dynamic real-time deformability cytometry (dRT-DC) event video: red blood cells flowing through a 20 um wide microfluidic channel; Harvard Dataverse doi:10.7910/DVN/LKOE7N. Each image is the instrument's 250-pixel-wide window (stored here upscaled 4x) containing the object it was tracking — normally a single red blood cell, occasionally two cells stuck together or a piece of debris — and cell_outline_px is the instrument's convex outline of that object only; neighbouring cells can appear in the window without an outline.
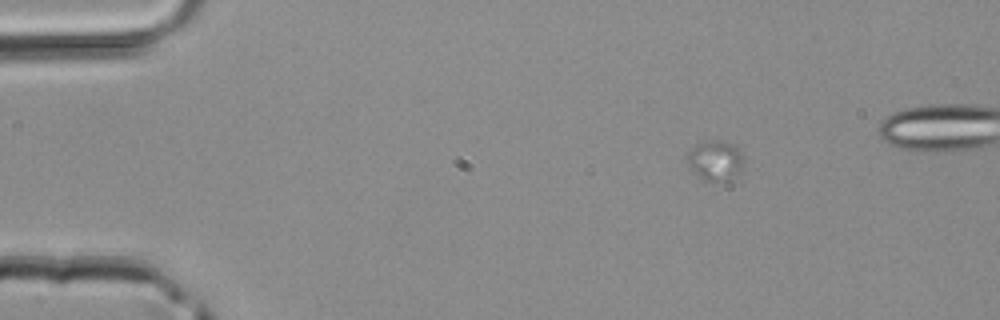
{"species": "common noctule bat (a hibernating species)", "species_latin": "Nyctalus noctula", "temperature_condition": "room temperature", "stored_images_in_passage": 5, "camera_frame_rate_fps": 3000, "um_per_image_px": 0.085, "animal": {"sex": "male", "body_mass_g": 20.4}, "frame": {"image": 1, "passage_image": 1, "time_ms": 0.0, "image_size_px": [1000, 320], "cell_outline_px": [[744, 168], [740, 172], [728, 180], [704, 180], [688, 168], [688, 152], [696, 144], [712, 140], [724, 140], [732, 144], [744, 156]], "centroid_in_image_um": [60.82, 13.63], "position_along_channel_um": 24.2, "area_um2": 13.18}}